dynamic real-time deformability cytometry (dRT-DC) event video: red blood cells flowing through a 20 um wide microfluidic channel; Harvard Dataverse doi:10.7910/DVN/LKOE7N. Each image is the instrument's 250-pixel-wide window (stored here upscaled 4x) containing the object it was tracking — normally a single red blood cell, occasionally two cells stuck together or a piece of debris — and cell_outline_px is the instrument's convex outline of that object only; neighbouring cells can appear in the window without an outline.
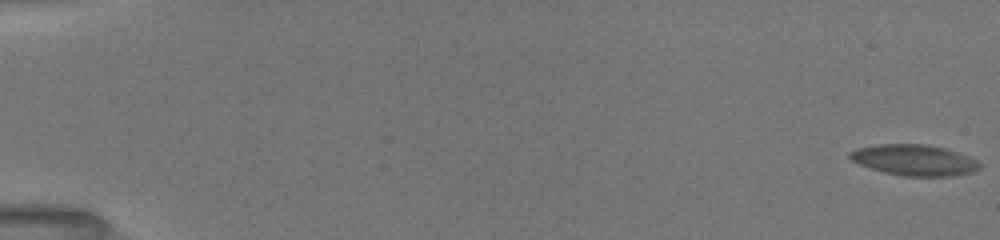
{"species": "common noctule bat (a hibernating species)", "species_latin": "Nyctalus noctula", "temperature_condition": "room temperature", "stored_images_in_passage": 25, "camera_frame_rate_fps": 3000, "um_per_image_px": 0.085, "animal": {"sex": "female", "body_mass_g": 19.5, "forearm_length_mm": 54.1}, "frame": {"image": 1, "passage_image": 1, "time_ms": 0.0, "image_size_px": [1000, 240], "cell_outline_px": [[980, 168], [972, 172], [948, 176], [900, 176], [884, 172], [860, 164], [852, 160], [848, 156], [848, 152], [856, 148], [876, 144], [924, 144], [944, 148], [968, 156], [976, 160], [980, 164]], "centroid_in_image_um": [77.68, 13.6], "position_along_channel_um": 7.3, "area_um2": 23.24}}
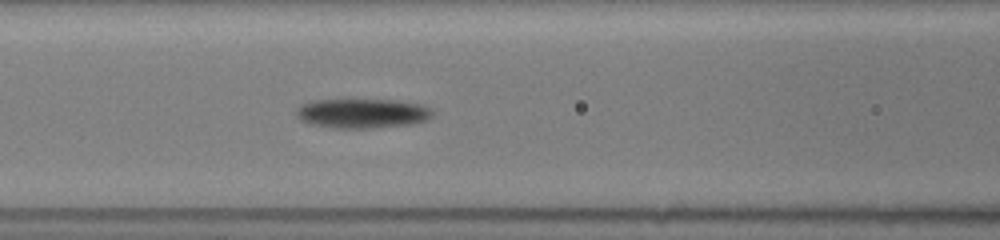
{"frame": {"image": 2, "passage_image": 16, "time_ms": 8.0, "image_size_px": [1000, 240], "cell_outline_px": [[432, 116], [424, 120], [412, 124], [372, 128], [336, 128], [308, 124], [300, 120], [296, 116], [296, 112], [300, 104], [308, 100], [400, 100], [424, 104], [432, 108]], "centroid_in_image_um": [30.78, 9.63], "position_along_channel_um": 135.8, "area_um2": 23.76}}
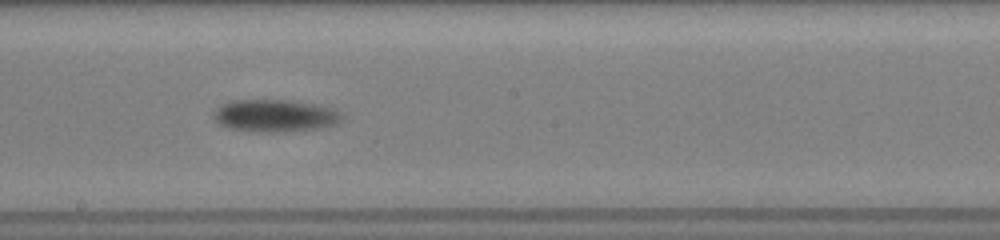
{"frame": {"image": 3, "passage_image": 22, "time_ms": 10.333, "image_size_px": [1000, 240], "cell_outline_px": [[344, 120], [336, 124], [320, 128], [284, 132], [260, 132], [228, 128], [220, 124], [212, 116], [212, 112], [216, 108], [232, 100], [288, 100], [316, 104], [332, 108], [340, 112], [344, 116]], "centroid_in_image_um": [23.4, 9.84], "position_along_channel_um": 224.8, "area_um2": 24.39}}